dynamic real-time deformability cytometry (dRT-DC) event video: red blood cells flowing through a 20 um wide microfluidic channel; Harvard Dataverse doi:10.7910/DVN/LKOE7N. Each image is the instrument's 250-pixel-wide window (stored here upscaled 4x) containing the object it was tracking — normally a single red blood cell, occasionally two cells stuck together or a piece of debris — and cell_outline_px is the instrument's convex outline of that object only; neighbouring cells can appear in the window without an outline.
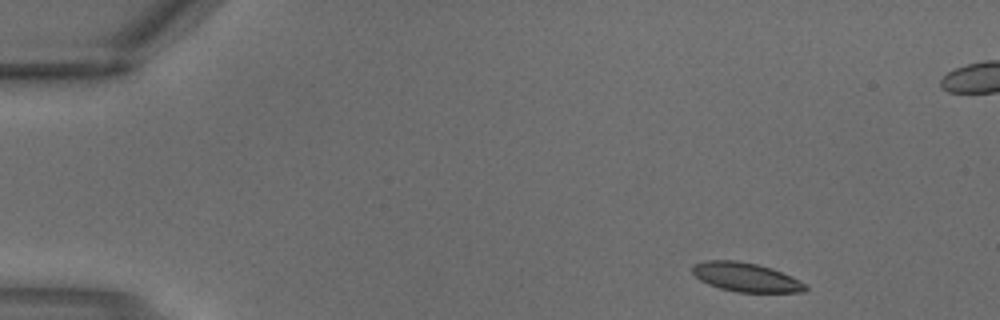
{"species": "common noctule bat (a hibernating species)", "species_latin": "Nyctalus noctula", "temperature_condition": "warm", "stored_images_in_passage": 4, "camera_frame_rate_fps": 3000, "um_per_image_px": 0.085, "animal": {"sex": "male", "body_mass_g": 18.8}, "frame": {"image": 1, "passage_image": 1, "time_ms": 0.0, "image_size_px": [1000, 320], "cell_outline_px": [[808, 288], [804, 292], [736, 292], [720, 288], [708, 284], [700, 280], [692, 272], [692, 264], [708, 260], [736, 260], [756, 264], [772, 268], [808, 284]], "centroid_in_image_um": [63.4, 23.56], "position_along_channel_um": 21.6, "area_um2": 19.13}}